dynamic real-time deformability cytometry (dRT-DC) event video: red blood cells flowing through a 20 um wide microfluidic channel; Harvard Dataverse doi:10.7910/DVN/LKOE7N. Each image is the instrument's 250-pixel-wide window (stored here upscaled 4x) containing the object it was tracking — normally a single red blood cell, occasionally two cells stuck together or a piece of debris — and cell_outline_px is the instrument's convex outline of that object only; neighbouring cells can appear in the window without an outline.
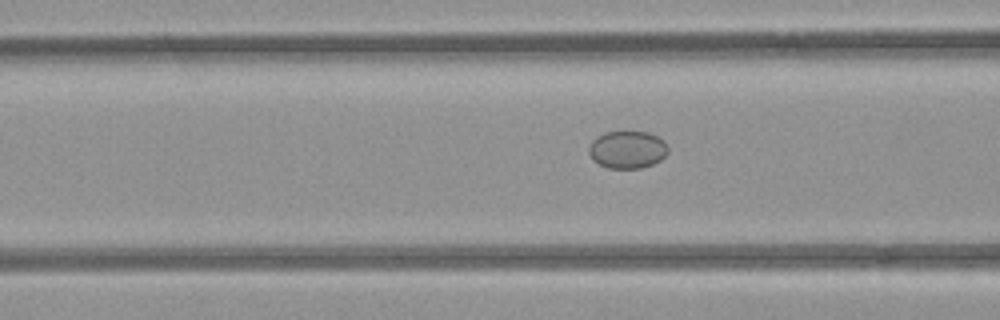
{"species": "common noctule bat (a hibernating species)", "species_latin": "Nyctalus noctula", "temperature_condition": "room temperature", "stored_images_in_passage": 5, "camera_frame_rate_fps": 3000, "um_per_image_px": 0.085, "animal": {"sex": "female", "body_mass_g": 21.9}, "frame": {"image": 1, "passage_image": 5, "time_ms": 5.667, "image_size_px": [1000, 320], "cell_outline_px": [[668, 152], [660, 160], [652, 164], [640, 168], [608, 168], [592, 160], [588, 152], [588, 148], [592, 140], [596, 136], [604, 132], [648, 132], [664, 140], [668, 148]], "centroid_in_image_um": [53.3, 12.71], "position_along_channel_um": 113.3, "area_um2": 17.34}}